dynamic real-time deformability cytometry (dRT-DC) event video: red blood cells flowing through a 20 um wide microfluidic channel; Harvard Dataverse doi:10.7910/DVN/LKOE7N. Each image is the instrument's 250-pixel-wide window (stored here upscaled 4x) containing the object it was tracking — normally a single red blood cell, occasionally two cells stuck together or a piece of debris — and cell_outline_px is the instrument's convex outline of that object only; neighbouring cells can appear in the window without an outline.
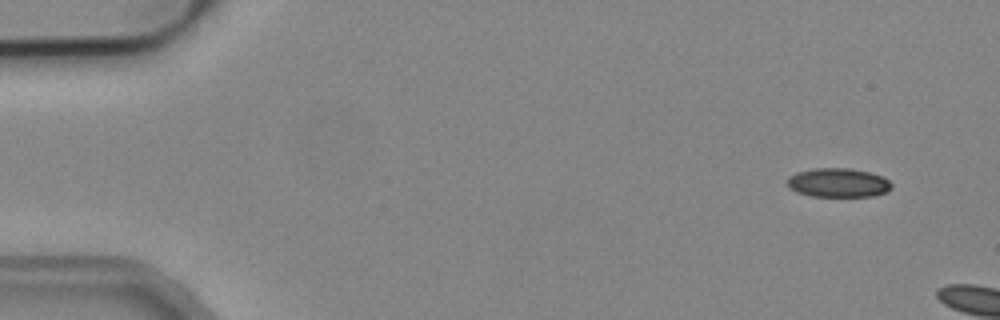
{"species": "common noctule bat (a hibernating species)", "species_latin": "Nyctalus noctula", "temperature_condition": "cold", "stored_images_in_passage": 3, "camera_frame_rate_fps": 3000, "um_per_image_px": 0.085, "animal": {"sex": "male", "body_mass_g": 19.2, "forearm_length_mm": 51.8}, "frame": {"image": 1, "passage_image": 1, "time_ms": 0.0, "image_size_px": [1000, 320], "cell_outline_px": [[892, 188], [888, 192], [872, 196], [812, 196], [796, 192], [788, 188], [788, 176], [796, 172], [812, 168], [848, 168], [868, 172], [884, 176], [892, 184]], "centroid_in_image_um": [71.25, 15.53], "position_along_channel_um": 13.8, "area_um2": 17.8}}